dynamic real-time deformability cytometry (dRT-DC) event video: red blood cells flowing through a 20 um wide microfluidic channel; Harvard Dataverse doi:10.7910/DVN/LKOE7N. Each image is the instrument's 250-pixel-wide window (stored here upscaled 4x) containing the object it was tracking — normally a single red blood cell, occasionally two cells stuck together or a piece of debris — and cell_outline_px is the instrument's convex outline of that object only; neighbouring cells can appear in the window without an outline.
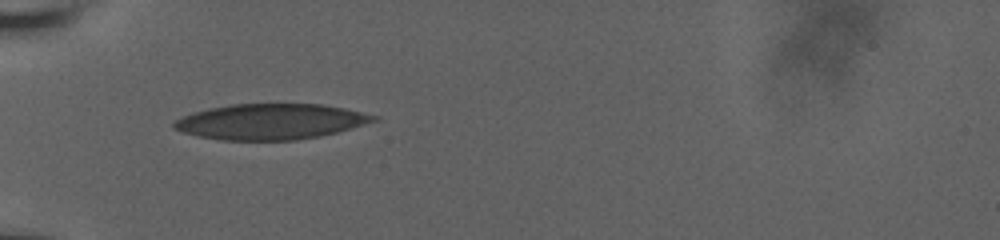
{"species": "human", "species_latin": "Homo sapiens", "temperature_condition": "room temperature", "stored_images_in_passage": 8, "camera_frame_rate_fps": 3000, "um_per_image_px": 0.085, "donor": {"sex": "male"}, "frame": {"image": 1, "passage_image": 1, "time_ms": 0.0, "image_size_px": [1000, 240], "cell_outline_px": [[376, 120], [336, 132], [320, 136], [296, 140], [224, 140], [200, 136], [184, 132], [172, 128], [172, 120], [208, 108], [232, 104], [320, 104], [344, 108], [376, 116]], "centroid_in_image_um": [22.94, 10.33], "position_along_channel_um": 62.1, "area_um2": 40.92}}
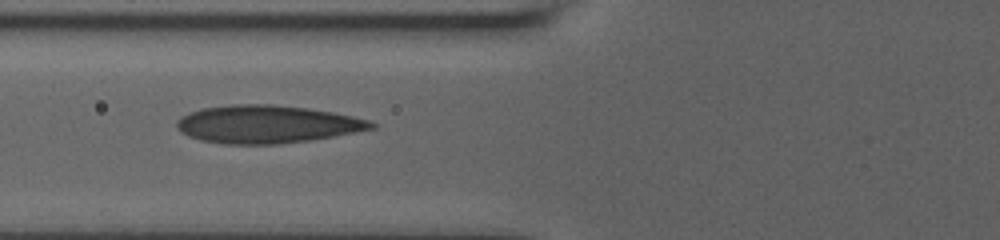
{"frame": {"image": 2, "passage_image": 7, "time_ms": 1.333, "image_size_px": [1000, 240], "cell_outline_px": [[376, 128], [332, 136], [308, 140], [276, 144], [224, 144], [200, 140], [188, 136], [180, 132], [176, 128], [176, 120], [180, 116], [188, 112], [204, 108], [232, 104], [272, 104], [308, 108], [332, 112], [352, 116], [368, 120], [376, 124]], "centroid_in_image_um": [22.63, 10.55], "position_along_channel_um": 103.2, "area_um2": 42.89}}